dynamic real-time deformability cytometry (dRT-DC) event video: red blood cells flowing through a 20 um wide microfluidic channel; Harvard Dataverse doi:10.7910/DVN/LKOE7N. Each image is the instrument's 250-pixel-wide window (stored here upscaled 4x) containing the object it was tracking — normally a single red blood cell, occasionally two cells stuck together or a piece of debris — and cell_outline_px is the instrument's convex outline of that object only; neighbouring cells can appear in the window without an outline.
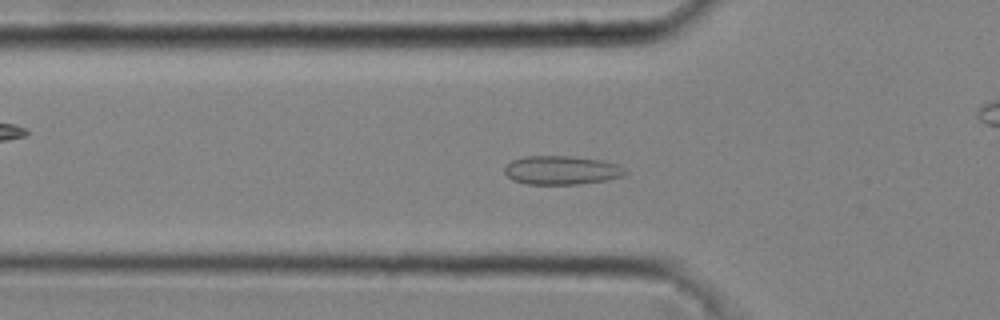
{"species": "common noctule bat (a hibernating species)", "species_latin": "Nyctalus noctula", "temperature_condition": "cold", "stored_images_in_passage": 28, "camera_frame_rate_fps": 3000, "um_per_image_px": 0.085, "animal": {"sex": "male", "body_mass_g": 20.4}, "frame": {"image": 1, "passage_image": 3, "time_ms": 0.667, "image_size_px": [1000, 320], "cell_outline_px": [[628, 172], [624, 176], [608, 180], [580, 184], [528, 184], [512, 180], [504, 172], [504, 168], [512, 160], [524, 156], [572, 156], [600, 160], [616, 164], [624, 168]], "centroid_in_image_um": [47.74, 14.47], "position_along_channel_um": 78.1, "area_um2": 20.29}}
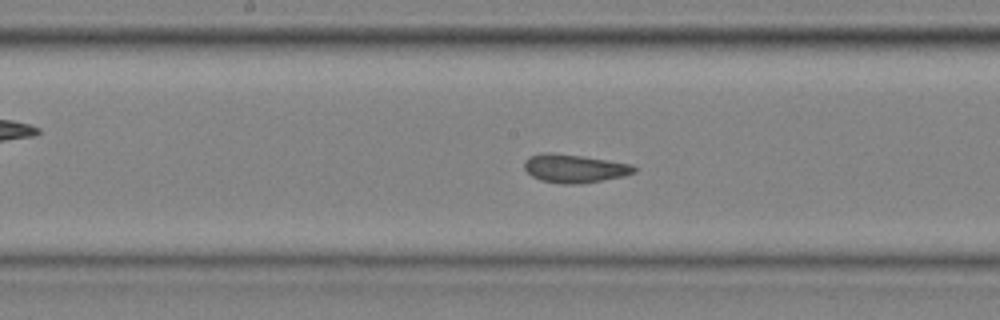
{"frame": {"image": 2, "passage_image": 12, "time_ms": 3.667, "image_size_px": [1000, 320], "cell_outline_px": [[636, 172], [624, 176], [580, 184], [560, 184], [540, 180], [532, 176], [524, 168], [524, 160], [528, 156], [540, 152], [548, 152], [584, 156], [632, 164], [636, 168]], "centroid_in_image_um": [48.8, 14.31], "position_along_channel_um": 199.4, "area_um2": 18.38}}
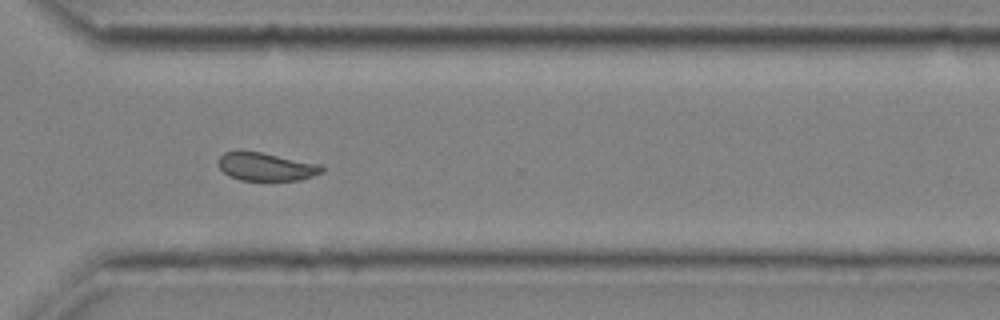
{"frame": {"image": 3, "passage_image": 23, "time_ms": 7.333, "image_size_px": [1000, 320], "cell_outline_px": [[324, 172], [300, 180], [240, 180], [228, 176], [220, 168], [220, 156], [224, 152], [240, 148], [324, 164]], "centroid_in_image_um": [22.64, 14.14], "position_along_channel_um": 348.0, "area_um2": 17.46}}